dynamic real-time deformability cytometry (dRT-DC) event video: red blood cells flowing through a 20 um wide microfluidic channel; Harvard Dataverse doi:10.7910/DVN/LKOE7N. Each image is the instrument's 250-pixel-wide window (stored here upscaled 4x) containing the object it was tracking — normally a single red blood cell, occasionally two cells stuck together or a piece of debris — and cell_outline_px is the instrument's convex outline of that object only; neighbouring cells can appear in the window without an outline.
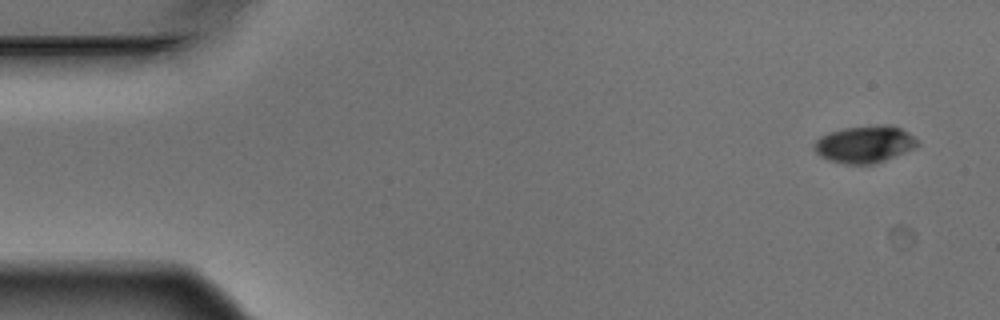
{"species": "Egyptian fruit bat (a non-hibernating species)", "species_latin": "Rousettus aegyptiacus", "temperature_condition": "warm", "stored_images_in_passage": 10, "camera_frame_rate_fps": 3000, "um_per_image_px": 0.085, "animal": {"sex": "male"}, "frame": {"image": 1, "passage_image": 1, "time_ms": 0.0, "image_size_px": [1000, 320], "cell_outline_px": [[920, 144], [916, 148], [884, 160], [872, 164], [844, 164], [828, 160], [820, 156], [812, 148], [816, 140], [820, 136], [828, 132], [844, 128], [876, 124], [892, 124], [908, 132]], "centroid_in_image_um": [73.48, 12.24], "position_along_channel_um": 11.5, "area_um2": 22.54}}
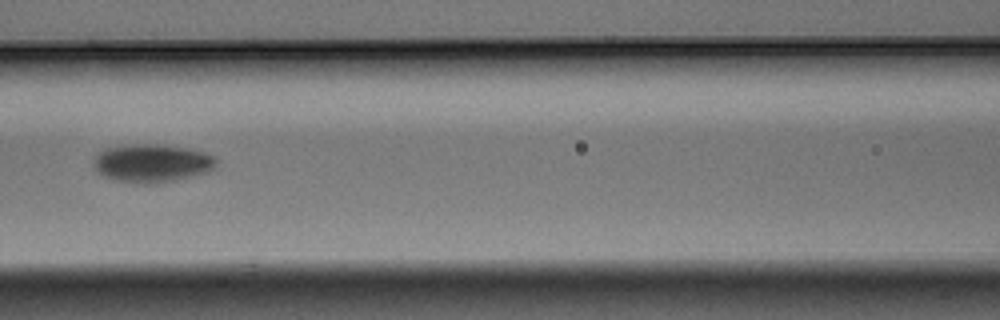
{"frame": {"image": 2, "passage_image": 6, "time_ms": 1.667, "image_size_px": [1000, 320], "cell_outline_px": [[216, 164], [208, 172], [172, 180], [152, 184], [144, 184], [112, 180], [96, 172], [92, 164], [92, 160], [104, 148], [128, 144], [164, 144], [188, 148], [204, 152], [216, 156]], "centroid_in_image_um": [12.87, 13.86], "position_along_channel_um": 153.7, "area_um2": 27.57}}
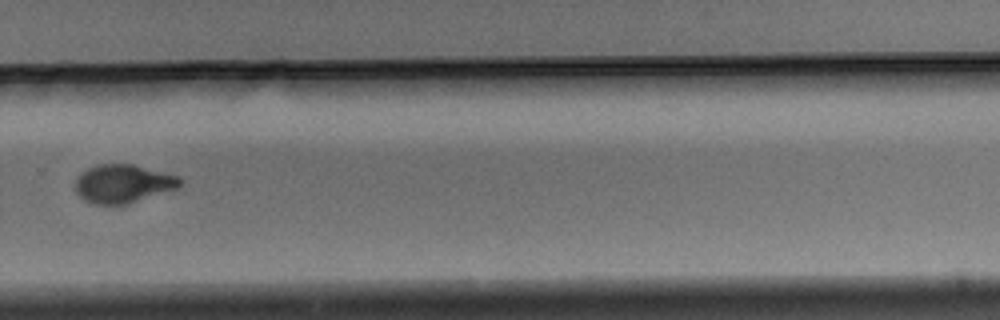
{"frame": {"image": 3, "passage_image": 10, "time_ms": 3.0, "image_size_px": [1000, 320], "cell_outline_px": [[184, 180], [176, 188], [124, 204], [96, 204], [84, 200], [76, 192], [76, 180], [80, 172], [96, 164], [132, 164], [176, 176]], "centroid_in_image_um": [10.4, 15.59], "position_along_channel_um": 319.4, "area_um2": 22.89}}